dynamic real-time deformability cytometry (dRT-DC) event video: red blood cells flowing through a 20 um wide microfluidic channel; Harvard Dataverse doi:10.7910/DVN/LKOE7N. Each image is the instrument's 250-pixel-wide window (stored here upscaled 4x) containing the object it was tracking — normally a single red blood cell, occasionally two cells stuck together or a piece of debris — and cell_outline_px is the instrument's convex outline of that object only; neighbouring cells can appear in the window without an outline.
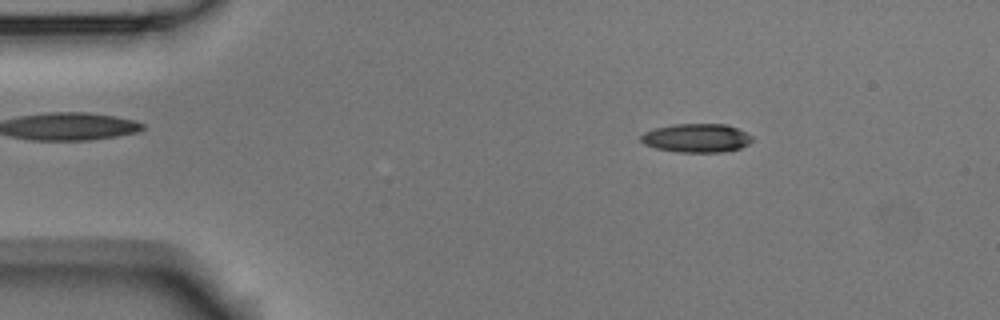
{"species": "Egyptian fruit bat (a non-hibernating species)", "species_latin": "Rousettus aegyptiacus", "temperature_condition": "room temperature", "stored_images_in_passage": 53, "camera_frame_rate_fps": 3000, "um_per_image_px": 0.085, "animal": {"sex": "male"}, "frame": {"image": 1, "passage_image": 8, "time_ms": 2.333, "image_size_px": [1000, 320], "cell_outline_px": [[752, 140], [748, 144], [740, 148], [724, 152], [676, 152], [656, 148], [644, 144], [640, 140], [640, 136], [644, 132], [652, 128], [672, 124], [728, 124], [752, 136]], "centroid_in_image_um": [59.17, 11.73], "position_along_channel_um": 25.8, "area_um2": 18.73}}
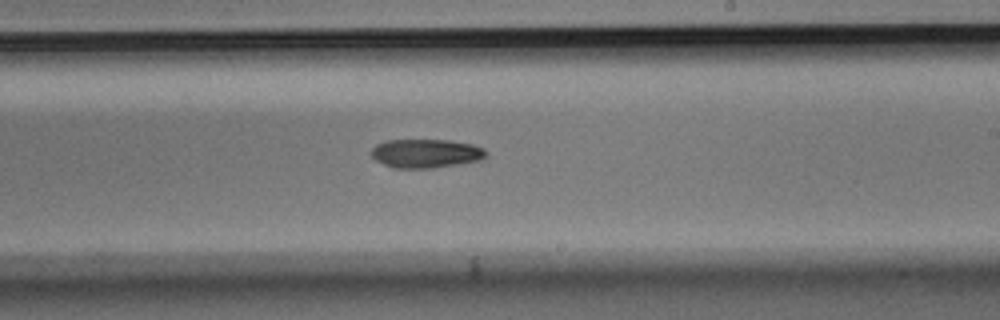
{"frame": {"image": 2, "passage_image": 31, "time_ms": 10.0, "image_size_px": [1000, 320], "cell_outline_px": [[488, 156], [480, 160], [460, 164], [432, 168], [392, 168], [376, 160], [372, 156], [372, 148], [376, 144], [384, 140], [448, 140], [472, 144], [484, 148], [488, 152]], "centroid_in_image_um": [36.22, 13.04], "position_along_channel_um": 252.8, "area_um2": 19.42}}
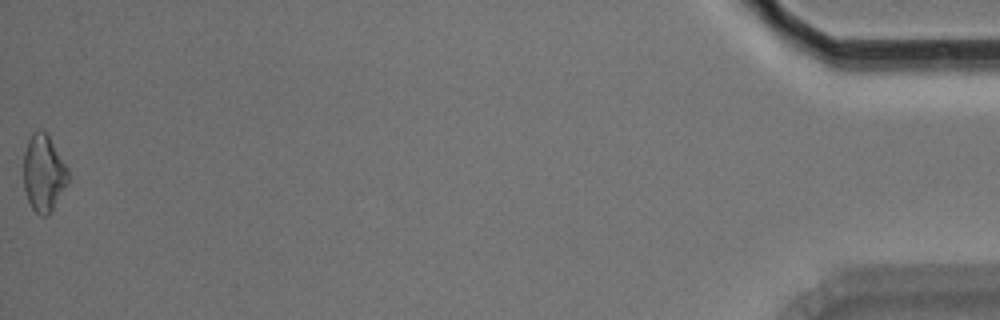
{"frame": {"image": 3, "passage_image": 53, "time_ms": 17.333, "image_size_px": [1000, 320], "cell_outline_px": [[68, 180], [48, 216], [40, 216], [32, 208], [28, 200], [24, 188], [24, 152], [28, 140], [32, 132], [36, 128], [48, 132], [68, 168]], "centroid_in_image_um": [3.7, 14.65], "position_along_channel_um": 431.5, "area_um2": 20.0}, "authors_computed_cell_mechanics": {"area_um2": 19.4208, "velocity_mm_per_s": 3.7843, "shape_relaxation_time_tau1_ms": 4.813, "shape_relaxation_time_tau2_ms": null, "deformation_change_tau1": 0.1321, "deformation_change_tau2": null}}